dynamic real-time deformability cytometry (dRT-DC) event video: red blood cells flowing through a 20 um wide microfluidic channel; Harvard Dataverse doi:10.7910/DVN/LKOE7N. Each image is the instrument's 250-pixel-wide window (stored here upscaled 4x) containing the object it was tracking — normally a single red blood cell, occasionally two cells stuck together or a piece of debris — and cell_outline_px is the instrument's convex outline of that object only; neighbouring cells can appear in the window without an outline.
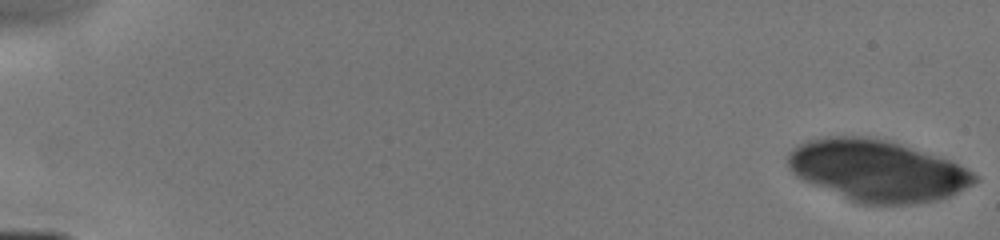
{"species": "human", "species_latin": "Homo sapiens", "temperature_condition": "cold", "stored_images_in_passage": 12, "camera_frame_rate_fps": 3000, "um_per_image_px": 0.085, "donor": {"sex": "male"}, "frame": {"image": 1, "passage_image": 1, "time_ms": 0.0, "image_size_px": [1000, 240], "cell_outline_px": [[980, 180], [948, 196], [936, 200], [916, 204], [856, 204], [800, 180], [788, 168], [788, 152], [792, 148], [808, 140], [828, 136], [864, 136], [884, 140], [952, 160], [968, 168]], "centroid_in_image_um": [74.52, 14.52], "position_along_channel_um": 10.5, "area_um2": 67.05}}